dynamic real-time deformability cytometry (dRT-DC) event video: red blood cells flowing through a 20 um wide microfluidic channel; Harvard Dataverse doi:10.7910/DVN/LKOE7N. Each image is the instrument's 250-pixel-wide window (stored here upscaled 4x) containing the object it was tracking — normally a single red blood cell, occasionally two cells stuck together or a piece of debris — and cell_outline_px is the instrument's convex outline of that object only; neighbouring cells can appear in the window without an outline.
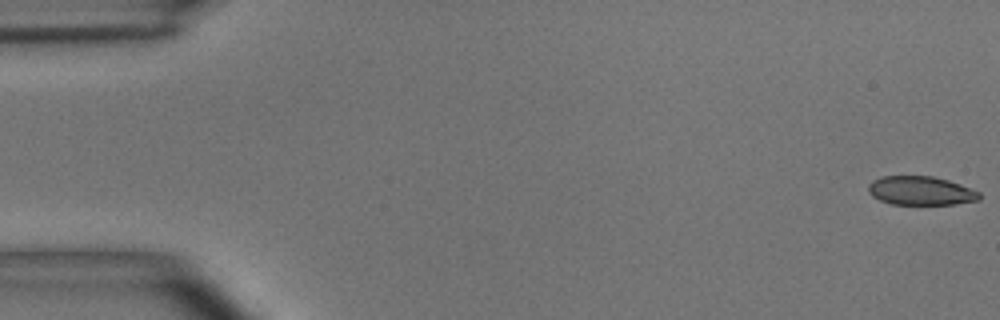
{"species": "common noctule bat (a hibernating species)", "species_latin": "Nyctalus noctula", "temperature_condition": "room temperature", "stored_images_in_passage": 17, "camera_frame_rate_fps": 3000, "um_per_image_px": 0.085, "animal": {"sex": "male", "body_mass_g": 15.6}, "frame": {"image": 1, "passage_image": 1, "time_ms": 0.0, "image_size_px": [1000, 320], "cell_outline_px": [[980, 200], [956, 204], [892, 204], [880, 200], [872, 196], [868, 192], [868, 184], [872, 180], [880, 176], [932, 176], [948, 180], [960, 184], [980, 192]], "centroid_in_image_um": [78.25, 16.21], "position_along_channel_um": 6.8, "area_um2": 18.73}}
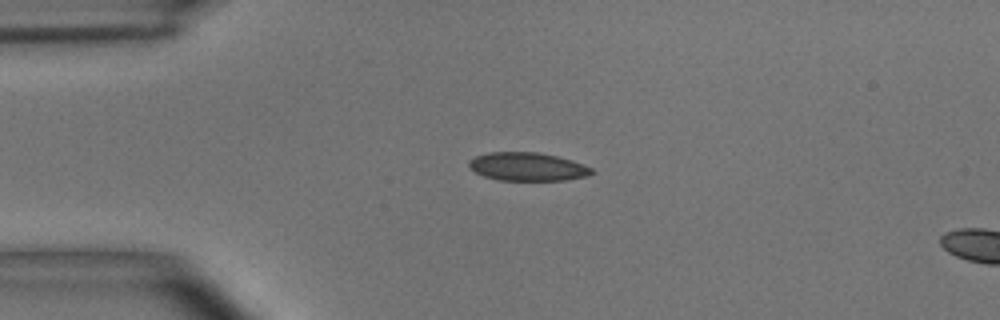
{"frame": {"image": 2, "passage_image": 13, "time_ms": 4.0, "image_size_px": [1000, 320], "cell_outline_px": [[596, 172], [588, 176], [564, 180], [500, 180], [484, 176], [476, 172], [468, 164], [468, 160], [476, 156], [488, 152], [536, 152], [556, 156], [572, 160], [592, 168]], "centroid_in_image_um": [44.86, 14.16], "position_along_channel_um": 40.1, "area_um2": 20.17}}